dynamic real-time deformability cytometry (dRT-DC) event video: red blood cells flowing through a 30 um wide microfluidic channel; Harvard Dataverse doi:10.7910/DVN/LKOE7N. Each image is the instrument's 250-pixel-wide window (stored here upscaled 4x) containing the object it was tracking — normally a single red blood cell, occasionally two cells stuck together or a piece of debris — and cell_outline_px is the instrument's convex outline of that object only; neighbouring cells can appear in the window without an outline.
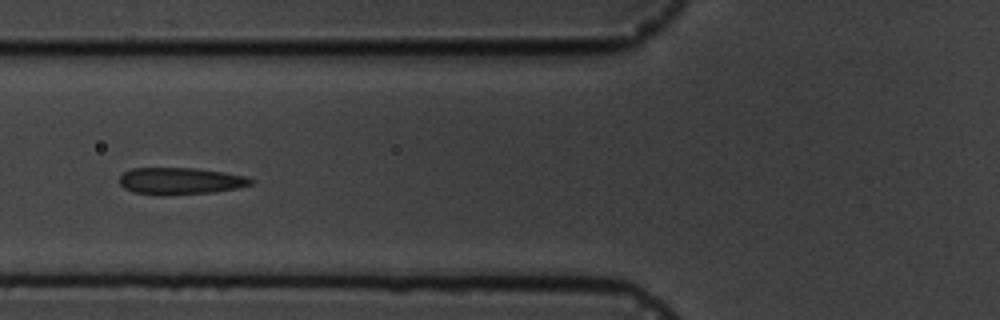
{"species": "common noctule bat (a hibernating species)", "species_latin": "Nyctalus noctula", "temperature_condition": "cold", "stored_images_in_passage": 18, "camera_frame_rate_fps": 3000, "um_per_image_px": 0.085, "animal": {"sex": "male", "body_mass_g": 19.5, "forearm_length_mm": 54.6}, "frame": {"image": 1, "passage_image": 7, "time_ms": 7.0, "image_size_px": [1000, 320], "cell_outline_px": [[256, 180], [252, 184], [240, 188], [212, 192], [164, 196], [132, 192], [124, 188], [120, 184], [120, 176], [124, 172], [132, 168], [196, 168], [224, 172], [248, 176]], "centroid_in_image_um": [15.37, 15.39], "position_along_channel_um": 110.4, "area_um2": 20.92}}
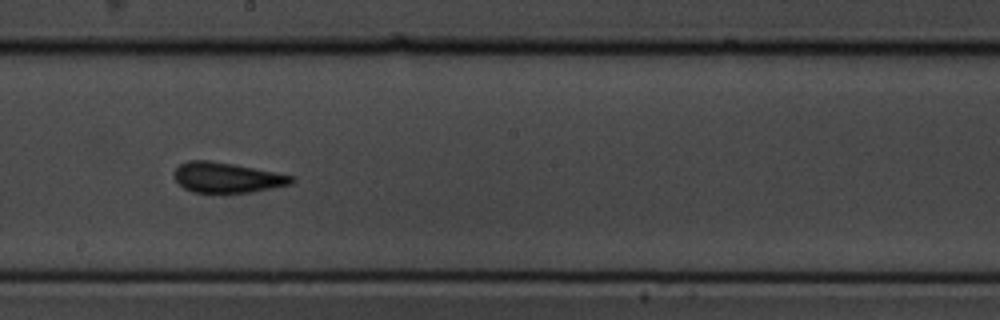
{"frame": {"image": 2, "passage_image": 10, "time_ms": 10.333, "image_size_px": [1000, 320], "cell_outline_px": [[296, 180], [292, 184], [252, 192], [192, 192], [184, 188], [176, 180], [176, 168], [180, 164], [188, 160], [208, 160], [232, 164], [296, 176]], "centroid_in_image_um": [19.34, 15.09], "position_along_channel_um": 228.9, "area_um2": 20.46}}
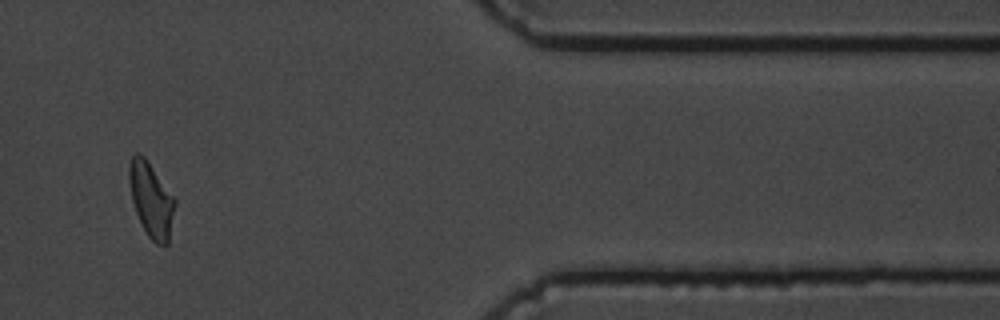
{"frame": {"image": 3, "passage_image": 15, "time_ms": 16.0, "image_size_px": [1000, 320], "cell_outline_px": [[176, 204], [168, 244], [164, 248], [156, 244], [148, 236], [136, 212], [132, 200], [128, 180], [128, 168], [132, 156], [136, 152], [140, 152], [144, 156], [176, 200]], "centroid_in_image_um": [12.85, 16.99], "position_along_channel_um": 398.5, "area_um2": 19.88}, "authors_computed_cell_mechanics": {"area_um2": 20.4034, "velocity_mm_per_s": 3.5616, "shape_relaxation_time_tau1_ms": null, "shape_relaxation_time_tau2_ms": 1.7221, "deformation_change_tau1": null, "deformation_change_tau2": 0.0873}}